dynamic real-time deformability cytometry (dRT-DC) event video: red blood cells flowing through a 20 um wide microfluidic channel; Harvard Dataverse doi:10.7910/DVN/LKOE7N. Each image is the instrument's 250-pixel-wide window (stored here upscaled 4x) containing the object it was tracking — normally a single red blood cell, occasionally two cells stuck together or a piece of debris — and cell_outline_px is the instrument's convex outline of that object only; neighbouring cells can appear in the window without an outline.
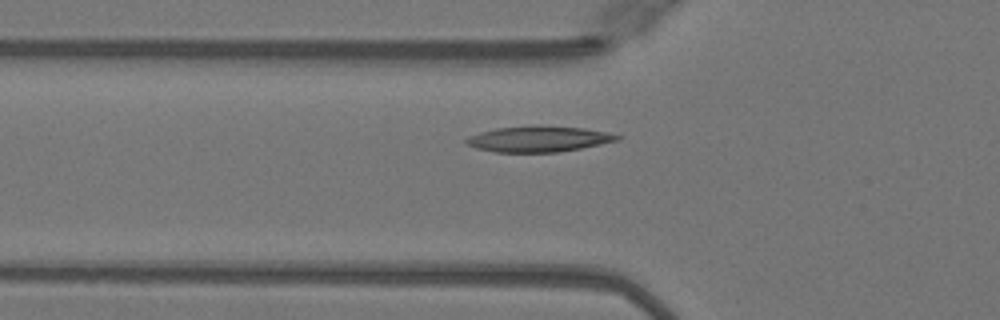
{"species": "Egyptian fruit bat (a non-hibernating species)", "species_latin": "Rousettus aegyptiacus", "temperature_condition": "warm", "stored_images_in_passage": 38, "camera_frame_rate_fps": 3000, "um_per_image_px": 0.085, "animal": {"sex": "female"}, "frame": {"image": 1, "passage_image": 10, "time_ms": 3.0, "image_size_px": [1000, 320], "cell_outline_px": [[620, 140], [560, 152], [496, 152], [476, 148], [468, 144], [464, 140], [480, 132], [496, 128], [584, 128], [604, 132], [620, 136]], "centroid_in_image_um": [45.78, 11.86], "position_along_channel_um": 80.0, "area_um2": 21.39}}
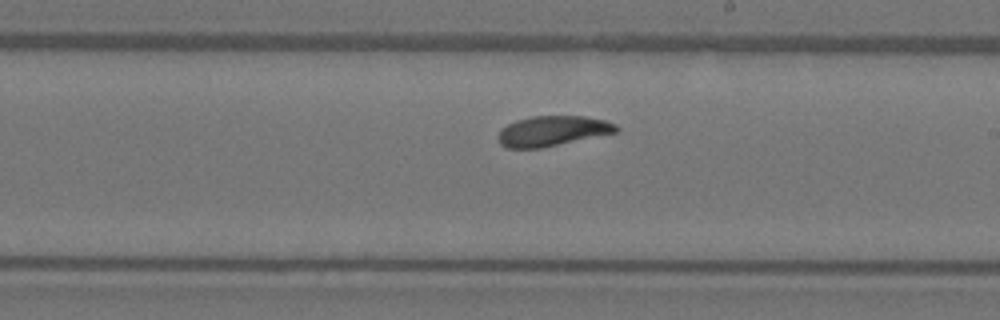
{"frame": {"image": 2, "passage_image": 22, "time_ms": 7.0, "image_size_px": [1000, 320], "cell_outline_px": [[620, 128], [616, 132], [540, 148], [508, 148], [500, 144], [496, 136], [500, 128], [516, 120], [532, 116], [584, 116], [604, 120], [616, 124]], "centroid_in_image_um": [46.91, 11.13], "position_along_channel_um": 242.1, "area_um2": 20.69}}
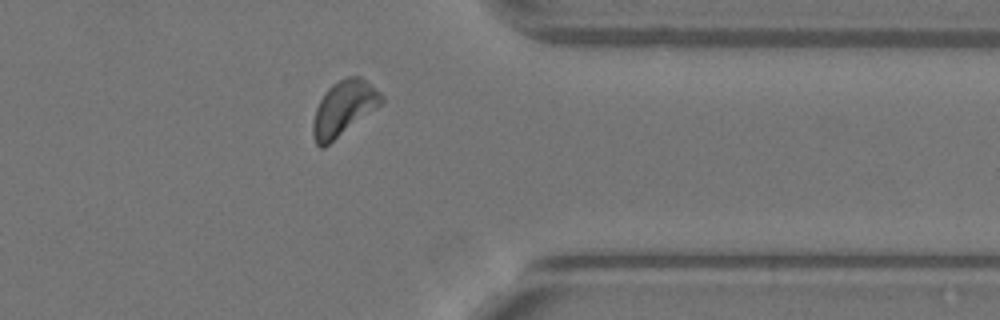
{"frame": {"image": 3, "passage_image": 33, "time_ms": 10.667, "image_size_px": [1000, 320], "cell_outline_px": [[384, 100], [376, 108], [324, 148], [320, 148], [316, 144], [312, 136], [312, 120], [316, 108], [324, 92], [332, 84], [348, 76], [360, 76], [380, 92], [384, 96]], "centroid_in_image_um": [29.18, 9.21], "position_along_channel_um": 382.2, "area_um2": 21.79}}